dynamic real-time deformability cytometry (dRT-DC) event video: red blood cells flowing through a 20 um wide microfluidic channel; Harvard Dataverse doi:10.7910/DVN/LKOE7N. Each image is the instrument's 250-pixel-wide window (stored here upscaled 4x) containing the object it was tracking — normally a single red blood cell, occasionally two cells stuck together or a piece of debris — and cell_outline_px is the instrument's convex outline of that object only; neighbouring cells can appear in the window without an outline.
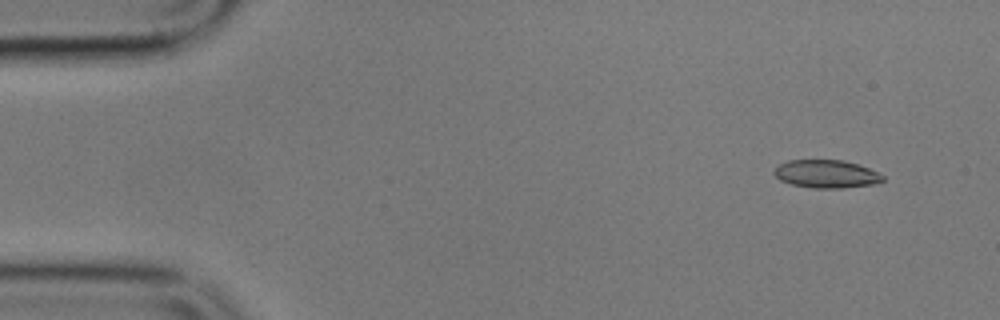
{"species": "common noctule bat (a hibernating species)", "species_latin": "Nyctalus noctula", "temperature_condition": "cold", "stored_images_in_passage": 5, "camera_frame_rate_fps": 3000, "um_per_image_px": 0.085, "animal": {"sex": "male", "body_mass_g": 17.9}, "frame": {"image": 1, "passage_image": 1, "time_ms": 0.0, "image_size_px": [1000, 320], "cell_outline_px": [[884, 180], [872, 184], [844, 188], [812, 188], [792, 184], [780, 180], [772, 172], [780, 164], [788, 160], [844, 160], [868, 168], [884, 176]], "centroid_in_image_um": [70.22, 14.79], "position_along_channel_um": 14.8, "area_um2": 17.57}}
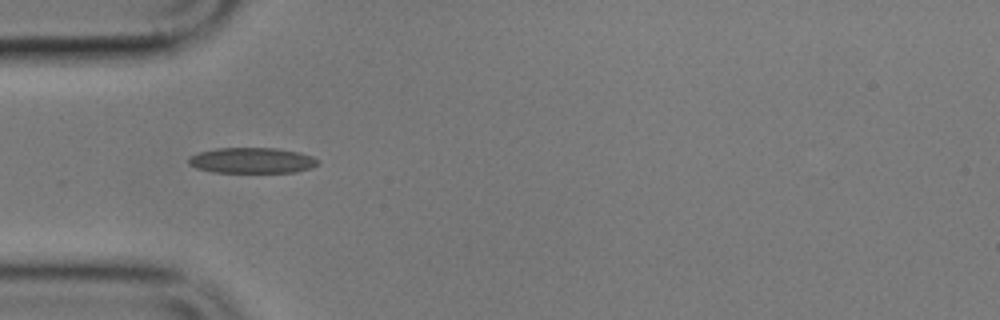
{"frame": {"image": 2, "passage_image": 4, "time_ms": 4.333, "image_size_px": [1000, 320], "cell_outline_px": [[316, 164], [308, 168], [296, 172], [212, 172], [196, 168], [188, 164], [188, 160], [192, 156], [200, 152], [216, 148], [276, 148], [300, 152], [312, 156], [316, 160]], "centroid_in_image_um": [21.38, 13.63], "position_along_channel_um": 63.6, "area_um2": 19.07}}
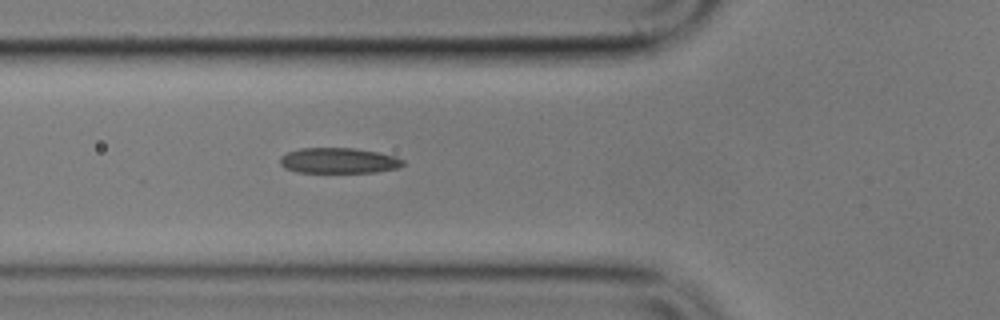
{"frame": {"image": 3, "passage_image": 5, "time_ms": 5.333, "image_size_px": [1000, 320], "cell_outline_px": [[404, 164], [400, 168], [376, 172], [296, 172], [284, 168], [280, 164], [280, 156], [288, 152], [300, 148], [356, 148], [380, 152], [396, 156], [404, 160]], "centroid_in_image_um": [28.81, 13.65], "position_along_channel_um": 97.0, "area_um2": 18.5}}